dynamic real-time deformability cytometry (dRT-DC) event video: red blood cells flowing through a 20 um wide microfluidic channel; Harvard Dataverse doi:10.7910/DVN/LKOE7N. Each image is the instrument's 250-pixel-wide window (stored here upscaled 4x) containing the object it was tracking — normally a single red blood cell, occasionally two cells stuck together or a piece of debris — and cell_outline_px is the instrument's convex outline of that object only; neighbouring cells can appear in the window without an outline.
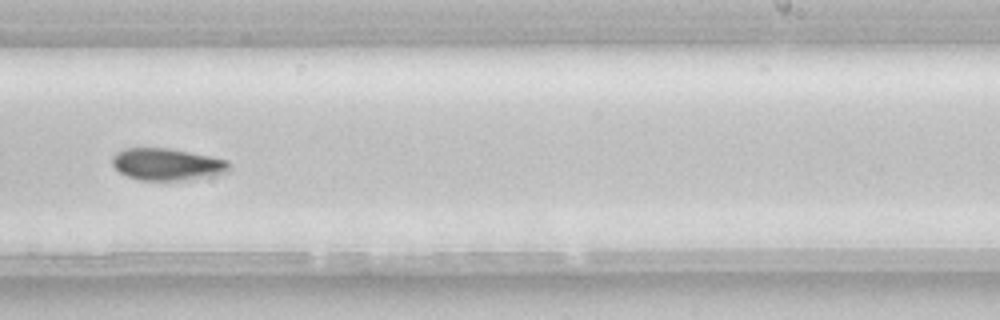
{"species": "common noctule bat (a hibernating species)", "species_latin": "Nyctalus noctula", "temperature_condition": "room temperature", "stored_images_in_passage": 49, "camera_frame_rate_fps": 3000, "um_per_image_px": 0.085, "animal": {"sex": "female", "body_mass_g": 22.7, "forearm_length_mm": 54.2}, "frame": {"image": 1, "passage_image": 28, "time_ms": 9.0, "image_size_px": [1000, 320], "cell_outline_px": [[228, 172], [176, 180], [140, 180], [128, 176], [120, 172], [112, 164], [112, 156], [116, 152], [124, 148], [168, 148], [228, 160]], "centroid_in_image_um": [14.11, 13.95], "position_along_channel_um": 274.9, "area_um2": 21.21}, "authors_computed_cell_mechanics": {"area_um2": 21.386, "velocity_mm_per_s": 3.8913, "shape_relaxation_time_tau1_ms": 9.9106, "shape_relaxation_time_tau2_ms": null, "deformation_change_tau1": 0.1758, "deformation_change_tau2": null}}